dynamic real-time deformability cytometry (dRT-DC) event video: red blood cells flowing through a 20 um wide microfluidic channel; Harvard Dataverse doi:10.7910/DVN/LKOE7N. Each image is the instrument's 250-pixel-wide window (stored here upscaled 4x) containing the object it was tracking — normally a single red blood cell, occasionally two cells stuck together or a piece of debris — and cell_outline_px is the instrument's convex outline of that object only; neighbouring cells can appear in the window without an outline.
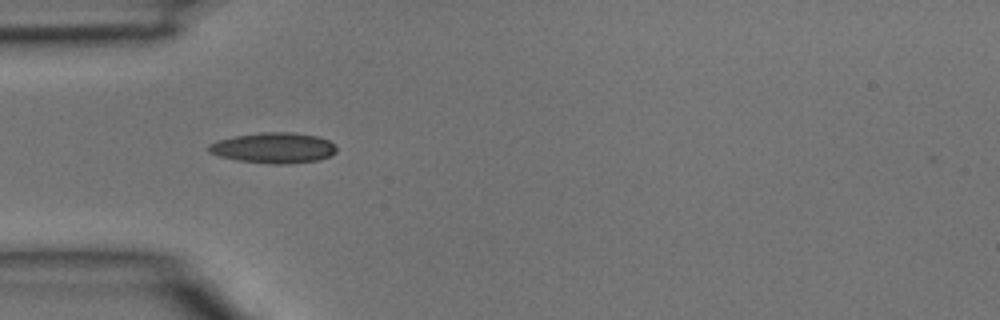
{"species": "common noctule bat (a hibernating species)", "species_latin": "Nyctalus noctula", "temperature_condition": "room temperature", "stored_images_in_passage": 2, "camera_frame_rate_fps": 3000, "um_per_image_px": 0.085, "animal": {"sex": "male", "body_mass_g": 15.6}, "frame": {"image": 1, "passage_image": 1, "time_ms": 0.0, "image_size_px": [1000, 320], "cell_outline_px": [[336, 152], [332, 156], [320, 160], [284, 164], [276, 164], [240, 160], [220, 156], [208, 152], [208, 144], [216, 140], [232, 136], [260, 132], [292, 132], [320, 136], [336, 144]], "centroid_in_image_um": [23.29, 12.55], "position_along_channel_um": 61.7, "area_um2": 23.0}}